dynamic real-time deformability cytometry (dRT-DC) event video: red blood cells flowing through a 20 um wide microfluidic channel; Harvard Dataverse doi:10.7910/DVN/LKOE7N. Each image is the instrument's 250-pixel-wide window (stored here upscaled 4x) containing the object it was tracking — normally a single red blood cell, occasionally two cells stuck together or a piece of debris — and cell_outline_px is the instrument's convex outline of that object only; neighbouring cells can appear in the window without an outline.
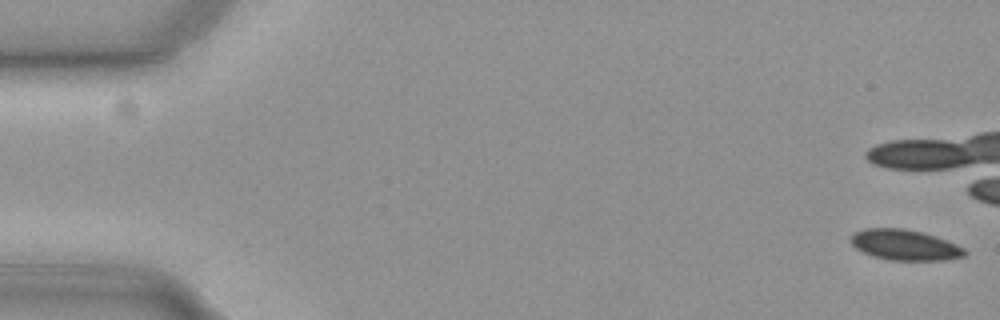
{"species": "common noctule bat (a hibernating species)", "species_latin": "Nyctalus noctula", "temperature_condition": "cold", "stored_images_in_passage": 46, "camera_frame_rate_fps": 3000, "um_per_image_px": 0.085, "animal": {"sex": "female", "body_mass_g": 19.3, "forearm_length_mm": 54.1}, "frame": {"image": 1, "passage_image": 1, "time_ms": 0.0, "image_size_px": [1000, 320], "cell_outline_px": [[968, 252], [964, 256], [948, 260], [888, 260], [872, 256], [856, 248], [848, 240], [856, 232], [864, 228], [904, 228], [936, 236], [956, 244], [964, 248]], "centroid_in_image_um": [76.91, 20.82], "position_along_channel_um": 8.1, "area_um2": 20.35}}